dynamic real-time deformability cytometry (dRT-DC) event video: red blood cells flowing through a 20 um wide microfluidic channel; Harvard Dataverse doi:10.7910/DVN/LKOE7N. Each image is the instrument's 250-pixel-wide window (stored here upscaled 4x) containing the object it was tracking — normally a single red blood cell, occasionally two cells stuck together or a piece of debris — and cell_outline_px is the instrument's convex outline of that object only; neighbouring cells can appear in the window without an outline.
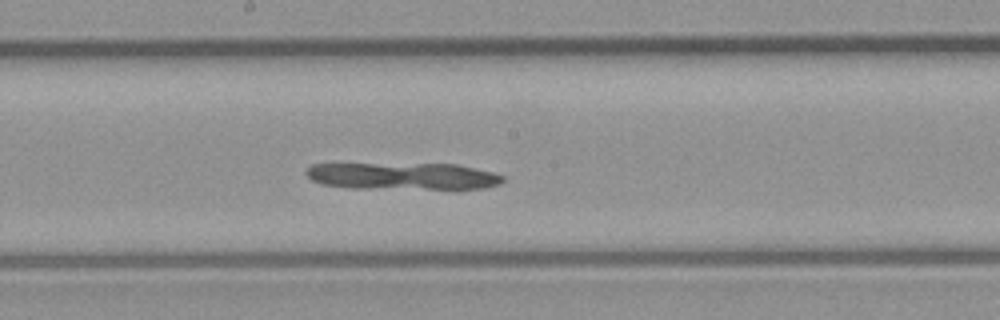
{"species": "common noctule bat (a hibernating species)", "species_latin": "Nyctalus noctula", "temperature_condition": "room temperature", "stored_images_in_passage": 46, "camera_frame_rate_fps": 3000, "um_per_image_px": 0.085, "animal": {"sex": "male", "body_mass_g": 23.1, "forearm_length_mm": 52.7}, "frame": {"image": 1, "passage_image": 24, "time_ms": 7.667, "image_size_px": [1000, 320], "cell_outline_px": [[504, 180], [500, 184], [484, 188], [352, 188], [320, 184], [312, 180], [304, 172], [312, 164], [456, 164], [492, 172], [504, 176]], "centroid_in_image_um": [34.22, 14.97], "position_along_channel_um": 214.0, "area_um2": 30.63}}